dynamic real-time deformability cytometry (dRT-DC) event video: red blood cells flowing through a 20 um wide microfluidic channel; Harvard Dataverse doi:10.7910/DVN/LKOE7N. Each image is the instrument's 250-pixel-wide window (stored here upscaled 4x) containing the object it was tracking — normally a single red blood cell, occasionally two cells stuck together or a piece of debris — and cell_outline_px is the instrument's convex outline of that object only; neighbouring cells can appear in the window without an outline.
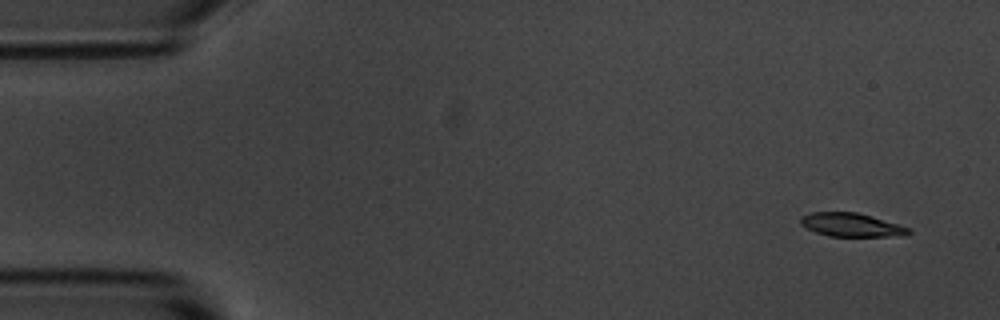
{"species": "common noctule bat (a hibernating species)", "species_latin": "Nyctalus noctula", "temperature_condition": "room temperature", "stored_images_in_passage": 10, "camera_frame_rate_fps": 3000, "um_per_image_px": 0.085, "animal": {"sex": "male", "body_mass_g": 20.1, "forearm_length_mm": 53.5}, "frame": {"image": 1, "passage_image": 1, "time_ms": 0.0, "image_size_px": [1000, 320], "cell_outline_px": [[912, 232], [888, 236], [828, 236], [816, 232], [800, 224], [800, 216], [812, 212], [856, 212], [872, 216], [912, 228]], "centroid_in_image_um": [72.33, 19.1], "position_along_channel_um": 12.7, "area_um2": 14.68}}
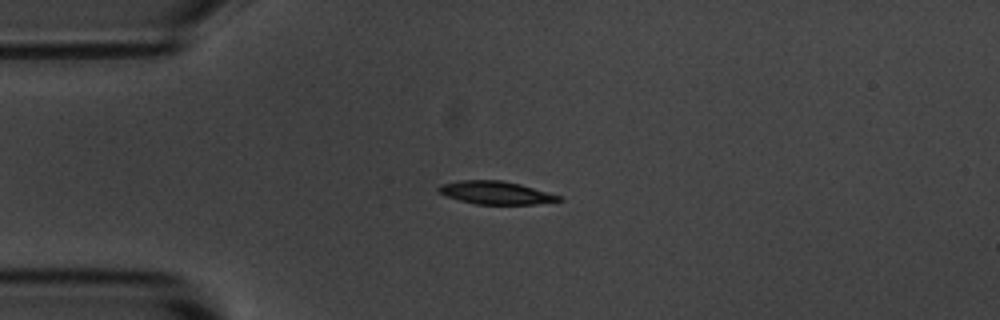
{"frame": {"image": 2, "passage_image": 4, "time_ms": 3.333, "image_size_px": [1000, 320], "cell_outline_px": [[564, 200], [536, 204], [476, 204], [444, 196], [436, 188], [440, 184], [460, 180], [500, 180], [520, 184], [564, 196]], "centroid_in_image_um": [42.17, 16.38], "position_along_channel_um": 42.8, "area_um2": 16.24}}
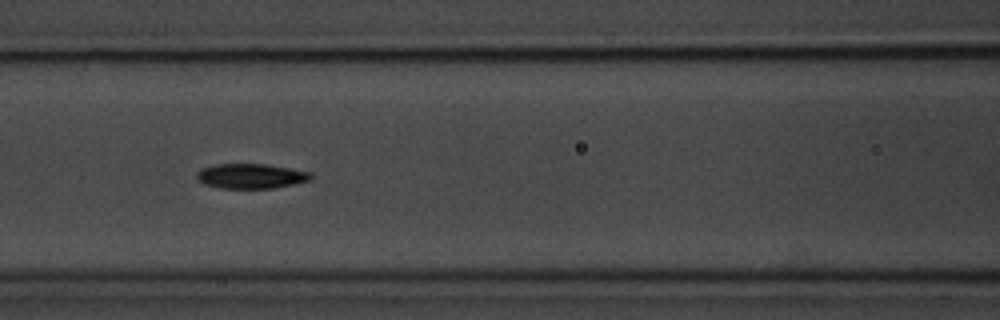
{"frame": {"image": 3, "passage_image": 7, "time_ms": 6.667, "image_size_px": [1000, 320], "cell_outline_px": [[312, 180], [272, 188], [220, 188], [204, 184], [196, 180], [196, 172], [204, 168], [216, 164], [264, 164], [312, 172]], "centroid_in_image_um": [21.31, 14.97], "position_along_channel_um": 145.3, "area_um2": 16.47}}